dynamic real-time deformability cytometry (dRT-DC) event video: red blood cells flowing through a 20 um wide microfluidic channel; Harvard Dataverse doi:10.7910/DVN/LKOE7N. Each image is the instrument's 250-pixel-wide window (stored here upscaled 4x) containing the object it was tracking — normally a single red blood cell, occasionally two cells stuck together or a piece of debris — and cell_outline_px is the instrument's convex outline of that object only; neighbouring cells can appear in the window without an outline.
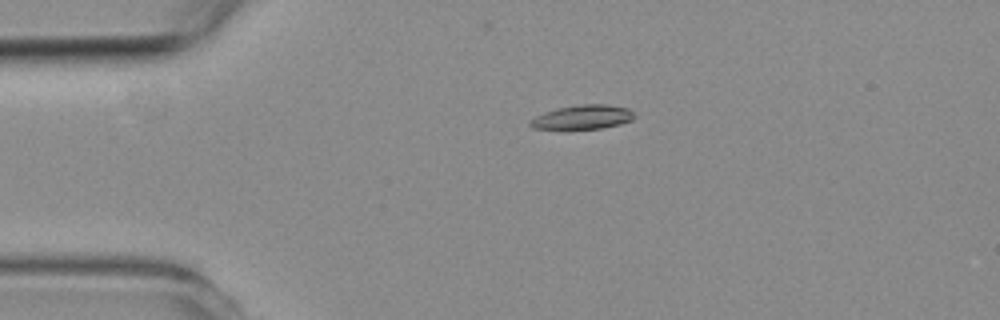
{"species": "common noctule bat (a hibernating species)", "species_latin": "Nyctalus noctula", "temperature_condition": "room temperature", "stored_images_in_passage": 5, "camera_frame_rate_fps": 3000, "um_per_image_px": 0.085, "animal": {"sex": "female", "body_mass_g": 19.3, "forearm_length_mm": 54.1}, "frame": {"image": 1, "passage_image": 4, "time_ms": 3.333, "image_size_px": [1000, 320], "cell_outline_px": [[636, 116], [632, 120], [620, 124], [600, 128], [532, 128], [528, 124], [528, 120], [544, 112], [556, 108], [580, 104], [608, 104], [628, 108]], "centroid_in_image_um": [49.52, 9.93], "position_along_channel_um": 35.5, "area_um2": 14.57}}